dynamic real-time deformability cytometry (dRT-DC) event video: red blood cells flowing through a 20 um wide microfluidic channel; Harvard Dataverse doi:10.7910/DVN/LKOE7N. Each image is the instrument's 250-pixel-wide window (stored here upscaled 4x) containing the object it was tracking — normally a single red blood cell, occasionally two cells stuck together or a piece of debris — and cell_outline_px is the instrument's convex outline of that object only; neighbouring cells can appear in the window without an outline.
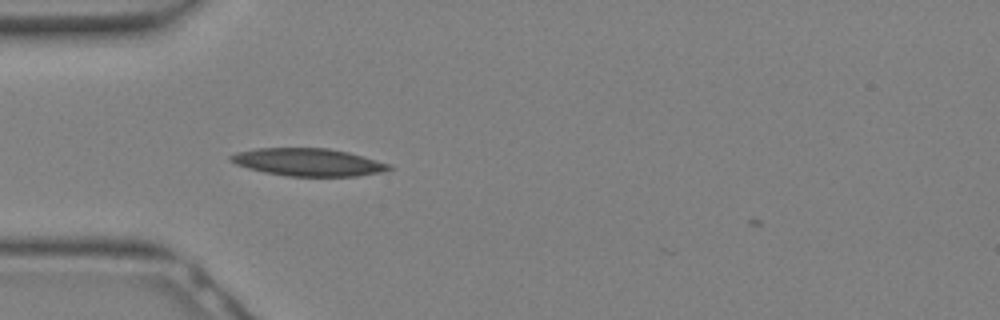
{"species": "Egyptian fruit bat (a non-hibernating species)", "species_latin": "Rousettus aegyptiacus", "temperature_condition": "warm", "stored_images_in_passage": 3, "camera_frame_rate_fps": 3000, "um_per_image_px": 0.085, "animal": {"sex": "female"}, "frame": {"image": 1, "passage_image": 1, "time_ms": 0.0, "image_size_px": [1000, 320], "cell_outline_px": [[392, 168], [384, 172], [356, 176], [288, 176], [264, 172], [248, 168], [236, 164], [228, 160], [228, 156], [236, 152], [256, 148], [328, 148], [348, 152], [392, 164]], "centroid_in_image_um": [26.2, 13.78], "position_along_channel_um": 58.8, "area_um2": 25.61}}
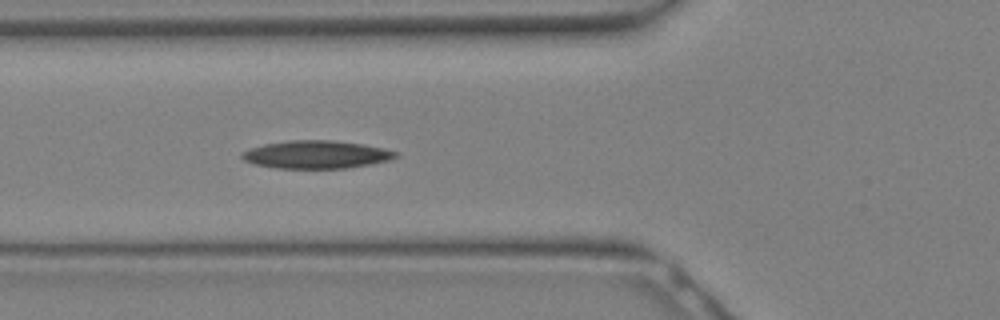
{"frame": {"image": 2, "passage_image": 3, "time_ms": 0.667, "image_size_px": [1000, 320], "cell_outline_px": [[400, 156], [388, 160], [372, 164], [344, 168], [276, 168], [252, 164], [244, 160], [240, 156], [240, 152], [248, 148], [264, 144], [288, 140], [332, 140], [364, 144], [384, 148], [400, 152]], "centroid_in_image_um": [26.88, 13.13], "position_along_channel_um": 98.9, "area_um2": 25.32}}